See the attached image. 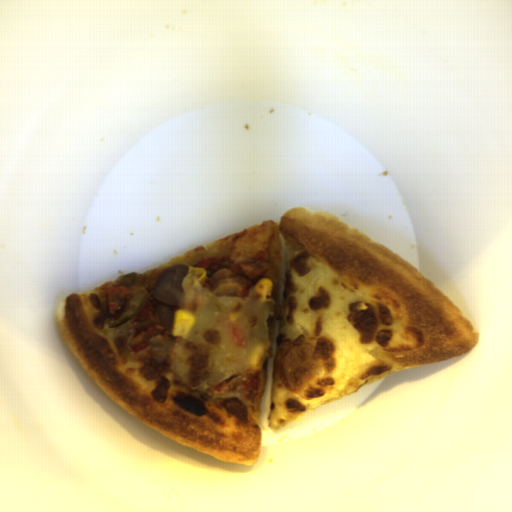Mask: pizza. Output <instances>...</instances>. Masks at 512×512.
<instances>
[{
  "instance_id": "1",
  "label": "pizza",
  "mask_w": 512,
  "mask_h": 512,
  "mask_svg": "<svg viewBox=\"0 0 512 512\" xmlns=\"http://www.w3.org/2000/svg\"><path fill=\"white\" fill-rule=\"evenodd\" d=\"M227 256L268 263L276 311L269 319L265 381L258 402L238 390L190 388L173 372L176 336L156 335L136 353L131 322L109 328L137 295L152 298L170 266ZM122 273L57 306L60 331L82 368L121 409L205 454L240 465L258 461L260 411L272 360L267 427L277 432L309 412L402 368L450 360L478 344L455 302L419 268L343 218L293 208L138 273L121 309L106 314L103 291Z\"/></svg>"
}]
</instances>
